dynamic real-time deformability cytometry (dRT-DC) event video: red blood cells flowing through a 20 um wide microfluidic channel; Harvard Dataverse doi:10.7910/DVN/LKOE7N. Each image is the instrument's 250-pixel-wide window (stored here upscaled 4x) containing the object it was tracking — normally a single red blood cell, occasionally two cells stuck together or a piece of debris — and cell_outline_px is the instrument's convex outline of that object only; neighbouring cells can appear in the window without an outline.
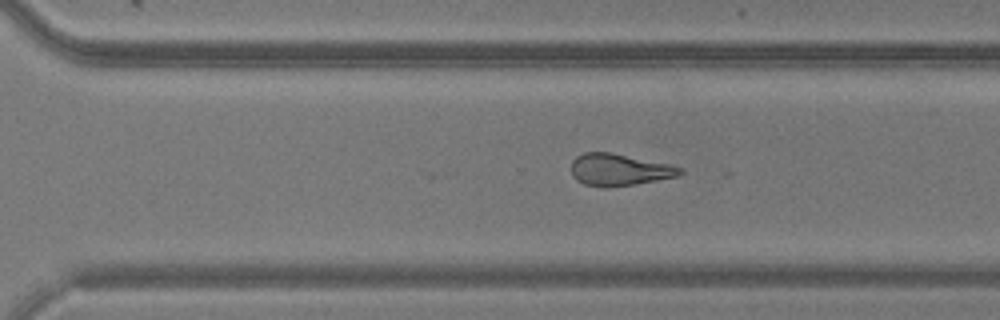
{"species": "common noctule bat (a hibernating species)", "species_latin": "Nyctalus noctula", "temperature_condition": "warm", "stored_images_in_passage": 32, "camera_frame_rate_fps": 3000, "um_per_image_px": 0.085, "animal": {"sex": "male", "body_mass_g": 20.5, "forearm_length_mm": 52.5}, "frame": {"image": 1, "passage_image": 32, "time_ms": 10.333, "image_size_px": [1000, 320], "cell_outline_px": [[684, 172], [676, 176], [636, 184], [608, 188], [604, 188], [584, 184], [576, 180], [572, 176], [572, 160], [576, 156], [584, 152], [612, 152], [668, 164], [684, 168]], "centroid_in_image_um": [52.6, 14.43], "position_along_channel_um": 318.0, "area_um2": 20.35}}